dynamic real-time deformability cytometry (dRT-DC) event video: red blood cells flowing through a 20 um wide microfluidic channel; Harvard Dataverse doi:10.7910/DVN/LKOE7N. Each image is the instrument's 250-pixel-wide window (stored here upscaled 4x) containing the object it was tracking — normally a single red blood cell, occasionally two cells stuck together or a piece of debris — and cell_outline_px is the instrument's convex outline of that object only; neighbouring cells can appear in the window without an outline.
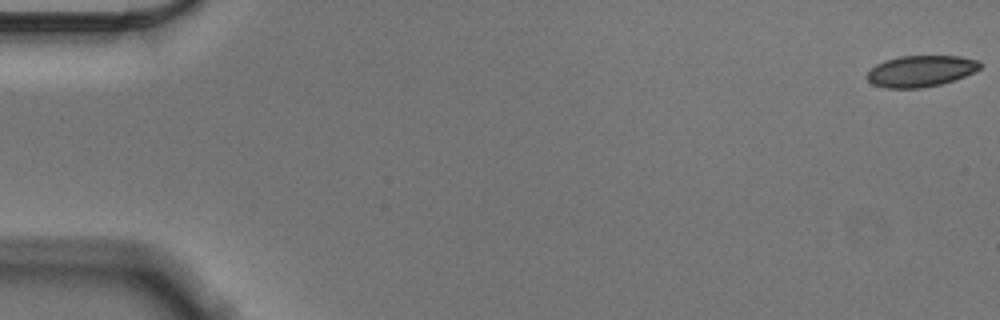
{"species": "Egyptian fruit bat (a non-hibernating species)", "species_latin": "Rousettus aegyptiacus", "temperature_condition": "cold", "stored_images_in_passage": 57, "camera_frame_rate_fps": 3000, "um_per_image_px": 0.085, "animal": {"sex": "male"}, "frame": {"image": 1, "passage_image": 1, "time_ms": 0.0, "image_size_px": [1000, 320], "cell_outline_px": [[980, 68], [964, 76], [940, 84], [924, 88], [888, 88], [872, 84], [868, 80], [868, 72], [876, 64], [900, 56], [960, 56], [980, 60]], "centroid_in_image_um": [78.27, 6.04], "position_along_channel_um": 6.7, "area_um2": 20.35}}
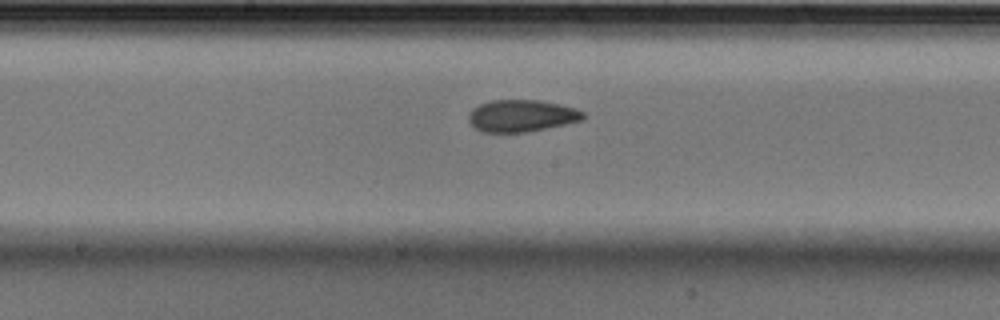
{"frame": {"image": 2, "passage_image": 30, "time_ms": 9.667, "image_size_px": [1000, 320], "cell_outline_px": [[584, 120], [528, 132], [480, 132], [468, 120], [468, 116], [472, 108], [480, 104], [492, 100], [540, 100], [560, 104], [576, 108], [584, 112]], "centroid_in_image_um": [44.34, 9.84], "position_along_channel_um": 203.9, "area_um2": 21.44}}
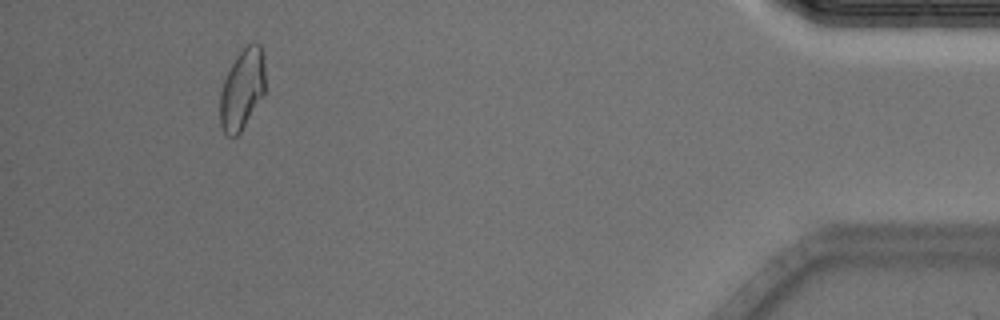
{"frame": {"image": 3, "passage_image": 53, "time_ms": 17.333, "image_size_px": [1000, 320], "cell_outline_px": [[264, 92], [240, 132], [236, 136], [228, 136], [224, 132], [220, 124], [220, 92], [224, 80], [236, 56], [248, 44], [260, 44], [264, 56]], "centroid_in_image_um": [20.57, 7.58], "position_along_channel_um": 414.6, "area_um2": 20.75}, "authors_computed_cell_mechanics": {"area_um2": 21.4438, "velocity_mm_per_s": 3.5566, "shape_relaxation_time_tau1_ms": 8.712, "shape_relaxation_time_tau2_ms": 1.7346, "deformation_change_tau1": 0.1374, "deformation_change_tau2": 0.051}}